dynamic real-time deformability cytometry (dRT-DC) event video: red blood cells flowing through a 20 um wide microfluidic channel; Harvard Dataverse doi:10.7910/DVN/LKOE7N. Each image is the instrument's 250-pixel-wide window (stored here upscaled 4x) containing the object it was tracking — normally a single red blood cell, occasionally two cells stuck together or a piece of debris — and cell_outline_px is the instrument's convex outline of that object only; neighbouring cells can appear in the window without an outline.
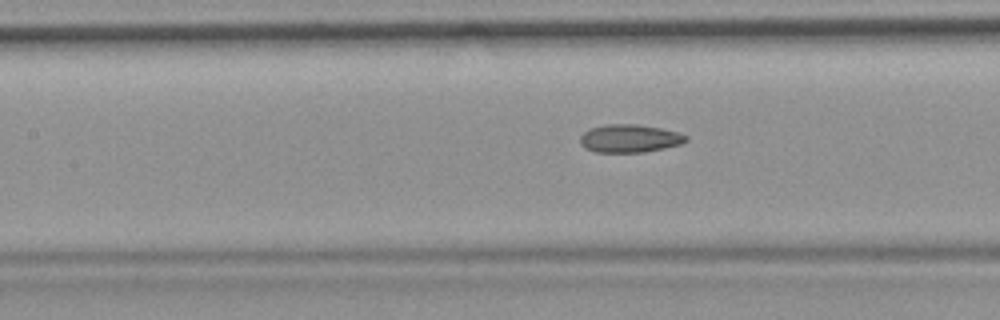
{"species": "common noctule bat (a hibernating species)", "species_latin": "Nyctalus noctula", "temperature_condition": "room temperature", "stored_images_in_passage": 32, "camera_frame_rate_fps": 3000, "um_per_image_px": 0.085, "animal": {"sex": "female", "body_mass_g": 19.9}, "frame": {"image": 1, "passage_image": 14, "time_ms": 4.333, "image_size_px": [1000, 320], "cell_outline_px": [[688, 140], [680, 144], [664, 148], [644, 152], [596, 152], [584, 148], [580, 144], [580, 136], [584, 132], [592, 128], [604, 124], [636, 124], [660, 128], [680, 132], [688, 136]], "centroid_in_image_um": [53.52, 11.76], "position_along_channel_um": 153.9, "area_um2": 17.34}}